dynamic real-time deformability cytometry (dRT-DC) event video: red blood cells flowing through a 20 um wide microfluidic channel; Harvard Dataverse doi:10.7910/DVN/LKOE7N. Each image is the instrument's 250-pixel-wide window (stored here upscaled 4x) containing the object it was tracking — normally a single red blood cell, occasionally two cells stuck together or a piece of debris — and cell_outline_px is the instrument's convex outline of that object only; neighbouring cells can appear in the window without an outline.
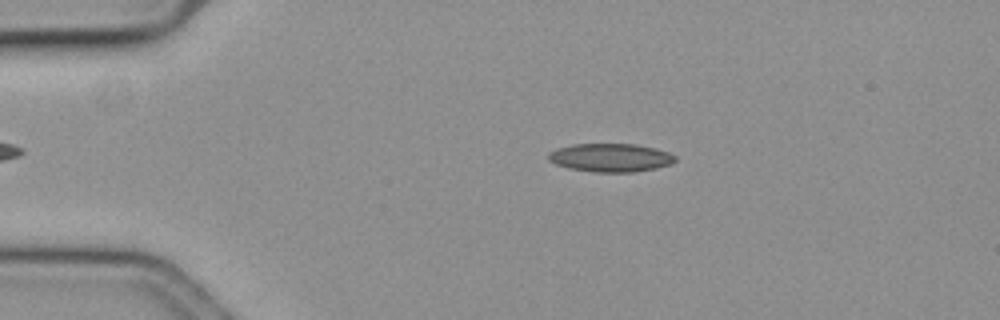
{"species": "common noctule bat (a hibernating species)", "species_latin": "Nyctalus noctula", "temperature_condition": "cold", "stored_images_in_passage": 50, "camera_frame_rate_fps": 3000, "um_per_image_px": 0.085, "animal": {"sex": "female", "body_mass_g": 19.3, "forearm_length_mm": 54.1}, "frame": {"image": 1, "passage_image": 12, "time_ms": 3.667, "image_size_px": [1000, 320], "cell_outline_px": [[676, 160], [668, 164], [656, 168], [632, 172], [592, 172], [568, 168], [556, 164], [548, 160], [548, 152], [556, 148], [572, 144], [636, 144], [656, 148], [668, 152], [676, 156]], "centroid_in_image_um": [51.86, 13.39], "position_along_channel_um": 33.1, "area_um2": 21.04}}
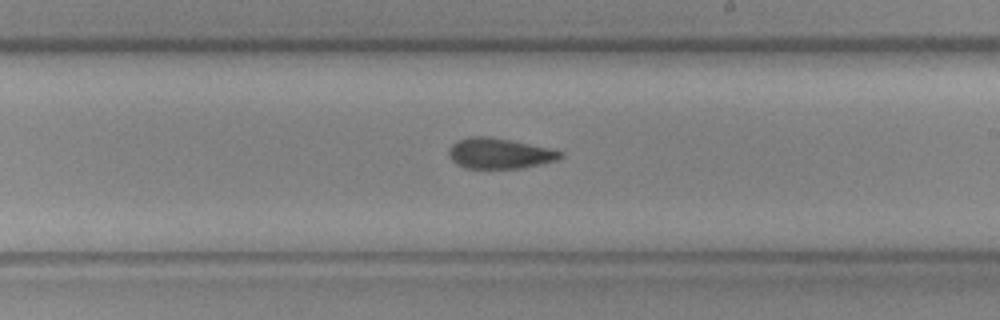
{"frame": {"image": 2, "passage_image": 34, "time_ms": 11.0, "image_size_px": [1000, 320], "cell_outline_px": [[564, 156], [556, 160], [540, 164], [520, 168], [464, 168], [456, 164], [448, 156], [448, 148], [456, 140], [472, 136], [488, 136], [508, 140], [564, 152]], "centroid_in_image_um": [42.38, 13.04], "position_along_channel_um": 246.6, "area_um2": 19.65}}
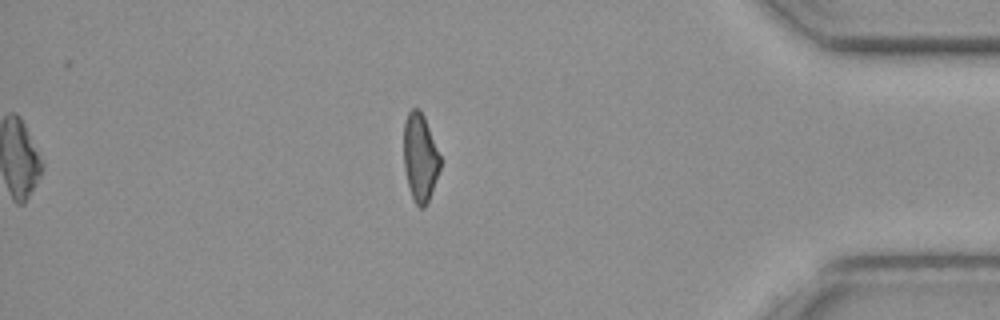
{"frame": {"image": 3, "passage_image": 50, "time_ms": 16.333, "image_size_px": [1000, 320], "cell_outline_px": [[440, 168], [428, 200], [424, 208], [420, 208], [412, 200], [404, 168], [404, 120], [408, 112], [412, 108], [416, 108], [424, 116], [440, 156]], "centroid_in_image_um": [35.69, 13.39], "position_along_channel_um": 399.5, "area_um2": 18.44}, "authors_computed_cell_mechanics": {"area_um2": 20.5768, "velocity_mm_per_s": 3.5782, "shape_relaxation_time_tau1_ms": null, "shape_relaxation_time_tau2_ms": 6.2655, "deformation_change_tau1": null, "deformation_change_tau2": 0.1437}}